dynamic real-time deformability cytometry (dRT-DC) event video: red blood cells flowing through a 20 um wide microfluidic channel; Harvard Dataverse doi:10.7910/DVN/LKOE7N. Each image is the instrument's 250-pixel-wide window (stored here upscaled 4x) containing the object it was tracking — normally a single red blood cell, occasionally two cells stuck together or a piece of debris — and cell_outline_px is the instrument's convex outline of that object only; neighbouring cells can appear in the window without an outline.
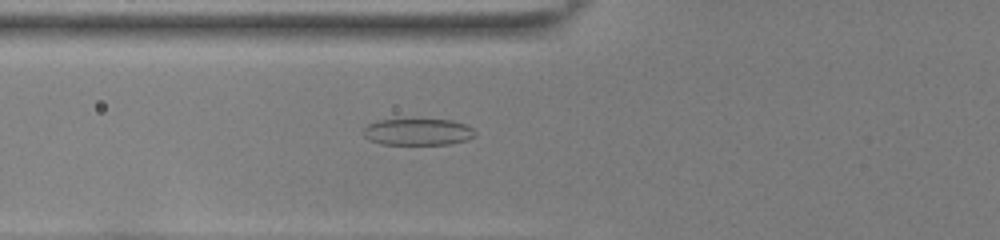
{"species": "common noctule bat (a hibernating species)", "species_latin": "Nyctalus noctula", "temperature_condition": "room temperature", "stored_images_in_passage": 42, "camera_frame_rate_fps": 3000, "um_per_image_px": 0.085, "animal": {"sex": "female", "body_mass_g": 22.0, "forearm_length_mm": 56.7}, "frame": {"image": 1, "passage_image": 10, "time_ms": 3.0, "image_size_px": [1000, 240], "cell_outline_px": [[476, 136], [468, 140], [448, 144], [380, 144], [364, 136], [364, 128], [368, 124], [380, 120], [452, 120], [464, 124], [472, 128], [476, 132]], "centroid_in_image_um": [35.56, 11.22], "position_along_channel_um": 90.2, "area_um2": 17.17}}
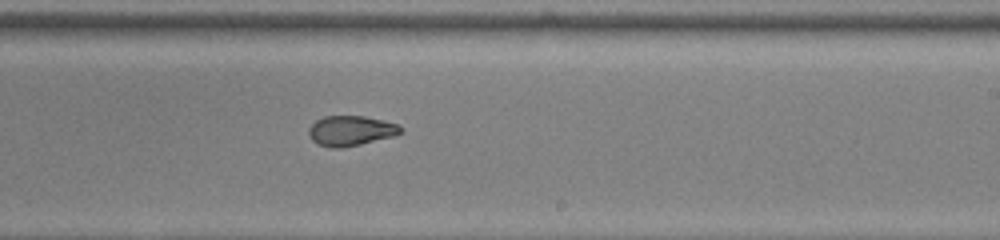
{"frame": {"image": 2, "passage_image": 23, "time_ms": 7.333, "image_size_px": [1000, 240], "cell_outline_px": [[404, 132], [392, 136], [360, 144], [340, 148], [332, 148], [316, 144], [312, 140], [308, 132], [308, 128], [316, 120], [324, 116], [364, 116], [384, 120], [396, 124], [404, 128]], "centroid_in_image_um": [29.81, 11.11], "position_along_channel_um": 259.2, "area_um2": 16.13}}
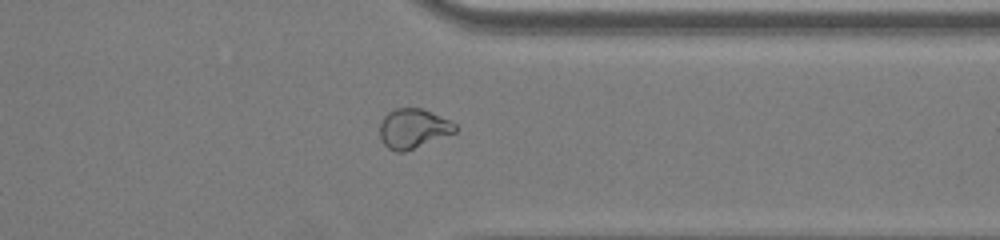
{"frame": {"image": 3, "passage_image": 32, "time_ms": 10.333, "image_size_px": [1000, 240], "cell_outline_px": [[456, 132], [404, 152], [396, 152], [388, 148], [380, 140], [380, 124], [384, 116], [388, 112], [396, 108], [420, 108], [432, 112], [456, 124]], "centroid_in_image_um": [35.1, 10.93], "position_along_channel_um": 376.3, "area_um2": 17.28}, "authors_computed_cell_mechanics": {"area_um2": 17.2244, "velocity_mm_per_s": 3.901, "shape_relaxation_time_tau1_ms": 10.8817, "shape_relaxation_time_tau2_ms": 1.6129, "deformation_change_tau1": 0.2946, "deformation_change_tau2": 0.0699}}